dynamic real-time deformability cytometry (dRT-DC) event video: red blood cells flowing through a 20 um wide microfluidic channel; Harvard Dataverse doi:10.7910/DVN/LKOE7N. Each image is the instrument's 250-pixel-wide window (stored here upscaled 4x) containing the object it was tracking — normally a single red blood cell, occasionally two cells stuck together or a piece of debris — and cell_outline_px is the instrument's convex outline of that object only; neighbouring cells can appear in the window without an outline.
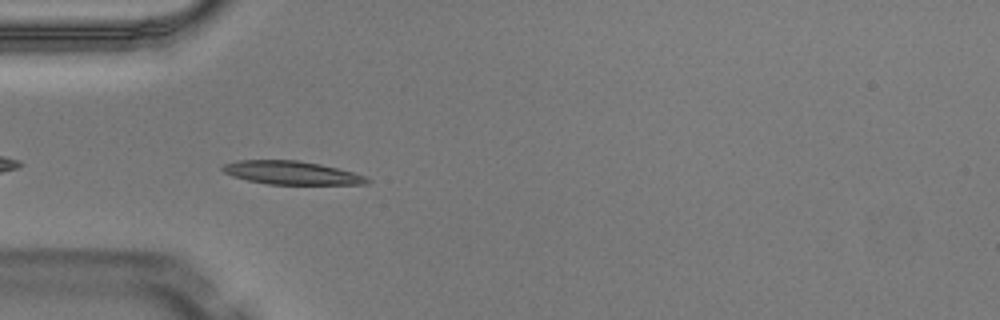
{"species": "Egyptian fruit bat (a non-hibernating species)", "species_latin": "Rousettus aegyptiacus", "temperature_condition": "warm", "stored_images_in_passage": 4, "camera_frame_rate_fps": 3000, "um_per_image_px": 0.085, "animal": {"sex": "male"}, "frame": {"image": 1, "passage_image": 3, "time_ms": 0.667, "image_size_px": [1000, 320], "cell_outline_px": [[372, 180], [368, 184], [268, 184], [248, 180], [232, 176], [224, 172], [220, 168], [224, 164], [240, 160], [300, 160], [320, 164], [352, 172], [364, 176]], "centroid_in_image_um": [24.77, 14.68], "position_along_channel_um": 60.2, "area_um2": 19.54}}